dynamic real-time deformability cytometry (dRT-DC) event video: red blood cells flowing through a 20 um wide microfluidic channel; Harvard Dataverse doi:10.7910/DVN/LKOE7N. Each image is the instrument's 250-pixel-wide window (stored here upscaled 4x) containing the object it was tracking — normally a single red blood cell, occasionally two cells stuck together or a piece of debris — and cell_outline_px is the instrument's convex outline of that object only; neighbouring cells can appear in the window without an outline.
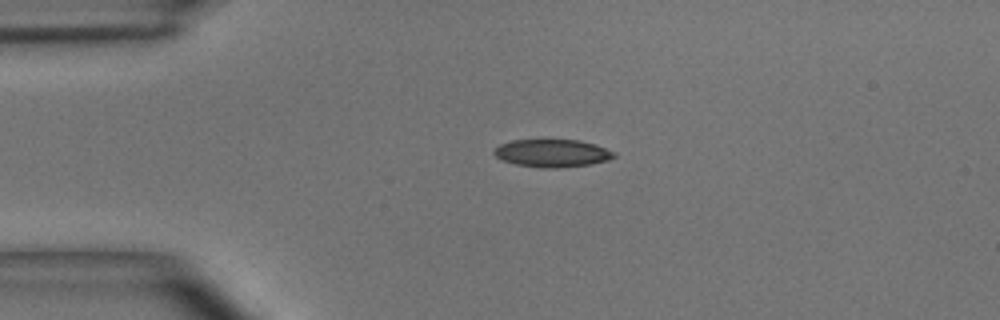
{"species": "common noctule bat (a hibernating species)", "species_latin": "Nyctalus noctula", "temperature_condition": "room temperature", "stored_images_in_passage": 6, "camera_frame_rate_fps": 3000, "um_per_image_px": 0.085, "animal": {"sex": "male", "body_mass_g": 15.6}, "frame": {"image": 1, "passage_image": 1, "time_ms": 0.0, "image_size_px": [1000, 320], "cell_outline_px": [[616, 156], [608, 160], [588, 164], [560, 168], [540, 168], [516, 164], [500, 160], [492, 152], [500, 144], [512, 140], [580, 140], [596, 144], [616, 152]], "centroid_in_image_um": [46.94, 13.02], "position_along_channel_um": 38.1, "area_um2": 19.48}}
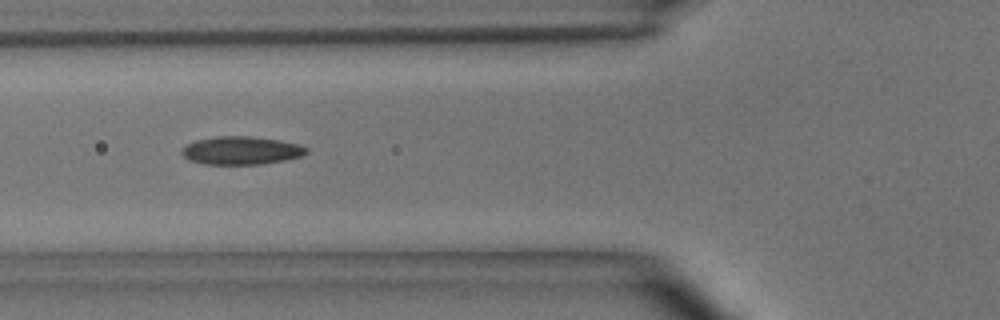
{"frame": {"image": 2, "passage_image": 3, "time_ms": 0.667, "image_size_px": [1000, 320], "cell_outline_px": [[308, 152], [300, 156], [284, 160], [260, 164], [204, 164], [188, 160], [180, 152], [188, 144], [196, 140], [216, 136], [248, 136], [280, 140], [300, 144], [308, 148]], "centroid_in_image_um": [20.51, 12.79], "position_along_channel_um": 105.3, "area_um2": 20.35}}
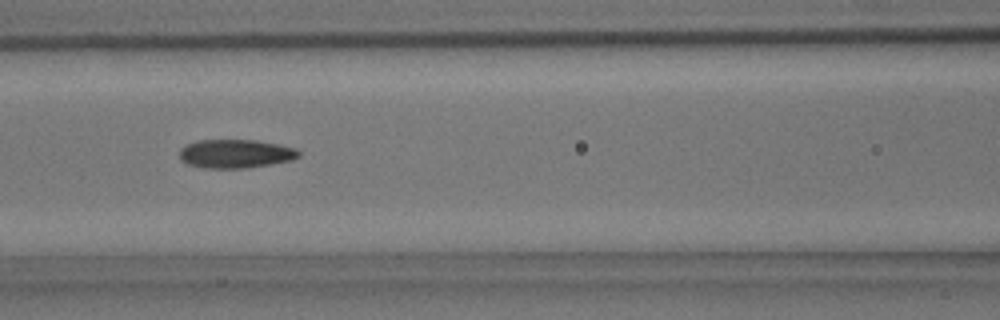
{"frame": {"image": 3, "passage_image": 4, "time_ms": 1.0, "image_size_px": [1000, 320], "cell_outline_px": [[300, 156], [292, 160], [272, 164], [248, 168], [204, 168], [188, 164], [180, 156], [180, 148], [184, 144], [196, 140], [256, 140], [296, 148], [300, 152]], "centroid_in_image_um": [20.02, 13.06], "position_along_channel_um": 146.6, "area_um2": 20.0}}